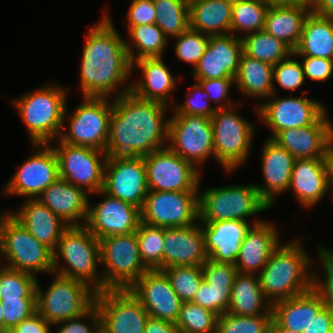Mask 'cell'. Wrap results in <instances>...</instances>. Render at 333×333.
Returning a JSON list of instances; mask_svg holds the SVG:
<instances>
[{"label": "cell", "instance_id": "cell-31", "mask_svg": "<svg viewBox=\"0 0 333 333\" xmlns=\"http://www.w3.org/2000/svg\"><path fill=\"white\" fill-rule=\"evenodd\" d=\"M9 212L39 242L54 251L63 232L69 227L37 199H28L17 209Z\"/></svg>", "mask_w": 333, "mask_h": 333}, {"label": "cell", "instance_id": "cell-5", "mask_svg": "<svg viewBox=\"0 0 333 333\" xmlns=\"http://www.w3.org/2000/svg\"><path fill=\"white\" fill-rule=\"evenodd\" d=\"M98 263L99 240L85 226H69L53 251V273L83 281L99 292L103 291V278L98 277Z\"/></svg>", "mask_w": 333, "mask_h": 333}, {"label": "cell", "instance_id": "cell-48", "mask_svg": "<svg viewBox=\"0 0 333 333\" xmlns=\"http://www.w3.org/2000/svg\"><path fill=\"white\" fill-rule=\"evenodd\" d=\"M175 54L183 62L196 66L200 58L203 56L208 45L209 35L195 31L190 27L177 37H174Z\"/></svg>", "mask_w": 333, "mask_h": 333}, {"label": "cell", "instance_id": "cell-2", "mask_svg": "<svg viewBox=\"0 0 333 333\" xmlns=\"http://www.w3.org/2000/svg\"><path fill=\"white\" fill-rule=\"evenodd\" d=\"M103 15L97 25L89 28L82 52L80 89L83 97L109 98L132 73L125 39L113 26L109 14Z\"/></svg>", "mask_w": 333, "mask_h": 333}, {"label": "cell", "instance_id": "cell-38", "mask_svg": "<svg viewBox=\"0 0 333 333\" xmlns=\"http://www.w3.org/2000/svg\"><path fill=\"white\" fill-rule=\"evenodd\" d=\"M273 67L242 53L234 85L245 96L267 100L277 91L273 85Z\"/></svg>", "mask_w": 333, "mask_h": 333}, {"label": "cell", "instance_id": "cell-63", "mask_svg": "<svg viewBox=\"0 0 333 333\" xmlns=\"http://www.w3.org/2000/svg\"><path fill=\"white\" fill-rule=\"evenodd\" d=\"M94 333H113L109 329H107L101 322L98 324Z\"/></svg>", "mask_w": 333, "mask_h": 333}, {"label": "cell", "instance_id": "cell-61", "mask_svg": "<svg viewBox=\"0 0 333 333\" xmlns=\"http://www.w3.org/2000/svg\"><path fill=\"white\" fill-rule=\"evenodd\" d=\"M312 11L319 16L333 18V0H316Z\"/></svg>", "mask_w": 333, "mask_h": 333}, {"label": "cell", "instance_id": "cell-45", "mask_svg": "<svg viewBox=\"0 0 333 333\" xmlns=\"http://www.w3.org/2000/svg\"><path fill=\"white\" fill-rule=\"evenodd\" d=\"M218 315L193 302H183L177 321L179 333H216Z\"/></svg>", "mask_w": 333, "mask_h": 333}, {"label": "cell", "instance_id": "cell-10", "mask_svg": "<svg viewBox=\"0 0 333 333\" xmlns=\"http://www.w3.org/2000/svg\"><path fill=\"white\" fill-rule=\"evenodd\" d=\"M83 100L69 117L66 106L63 124L68 121V127L63 125L62 128H67L68 131H61L57 140L106 151L113 100L110 102L109 98L104 97H83Z\"/></svg>", "mask_w": 333, "mask_h": 333}, {"label": "cell", "instance_id": "cell-34", "mask_svg": "<svg viewBox=\"0 0 333 333\" xmlns=\"http://www.w3.org/2000/svg\"><path fill=\"white\" fill-rule=\"evenodd\" d=\"M325 306L321 297L311 289L275 302L272 305L273 321L281 328L302 333Z\"/></svg>", "mask_w": 333, "mask_h": 333}, {"label": "cell", "instance_id": "cell-40", "mask_svg": "<svg viewBox=\"0 0 333 333\" xmlns=\"http://www.w3.org/2000/svg\"><path fill=\"white\" fill-rule=\"evenodd\" d=\"M240 36L243 53L251 58L275 65L293 53L282 40L270 35L264 29Z\"/></svg>", "mask_w": 333, "mask_h": 333}, {"label": "cell", "instance_id": "cell-36", "mask_svg": "<svg viewBox=\"0 0 333 333\" xmlns=\"http://www.w3.org/2000/svg\"><path fill=\"white\" fill-rule=\"evenodd\" d=\"M229 313L239 316L273 315L256 274L237 273L231 289Z\"/></svg>", "mask_w": 333, "mask_h": 333}, {"label": "cell", "instance_id": "cell-46", "mask_svg": "<svg viewBox=\"0 0 333 333\" xmlns=\"http://www.w3.org/2000/svg\"><path fill=\"white\" fill-rule=\"evenodd\" d=\"M183 302H191L202 281V266H175L162 270Z\"/></svg>", "mask_w": 333, "mask_h": 333}, {"label": "cell", "instance_id": "cell-16", "mask_svg": "<svg viewBox=\"0 0 333 333\" xmlns=\"http://www.w3.org/2000/svg\"><path fill=\"white\" fill-rule=\"evenodd\" d=\"M37 150L26 158L12 179L4 187V195L25 196L37 199L59 177V163L50 144H33ZM40 147V148H39ZM43 147V148H42Z\"/></svg>", "mask_w": 333, "mask_h": 333}, {"label": "cell", "instance_id": "cell-30", "mask_svg": "<svg viewBox=\"0 0 333 333\" xmlns=\"http://www.w3.org/2000/svg\"><path fill=\"white\" fill-rule=\"evenodd\" d=\"M135 67L142 70V77L131 84L130 92L139 99L168 106L177 82L163 62V57L136 60L132 63V71Z\"/></svg>", "mask_w": 333, "mask_h": 333}, {"label": "cell", "instance_id": "cell-39", "mask_svg": "<svg viewBox=\"0 0 333 333\" xmlns=\"http://www.w3.org/2000/svg\"><path fill=\"white\" fill-rule=\"evenodd\" d=\"M128 27L132 42L125 41V45L131 64L142 58L163 56L169 39L155 23Z\"/></svg>", "mask_w": 333, "mask_h": 333}, {"label": "cell", "instance_id": "cell-23", "mask_svg": "<svg viewBox=\"0 0 333 333\" xmlns=\"http://www.w3.org/2000/svg\"><path fill=\"white\" fill-rule=\"evenodd\" d=\"M208 259L199 221L190 226L164 228L163 270L175 266H202Z\"/></svg>", "mask_w": 333, "mask_h": 333}, {"label": "cell", "instance_id": "cell-11", "mask_svg": "<svg viewBox=\"0 0 333 333\" xmlns=\"http://www.w3.org/2000/svg\"><path fill=\"white\" fill-rule=\"evenodd\" d=\"M103 290L129 289L149 269L143 264L136 232L99 239Z\"/></svg>", "mask_w": 333, "mask_h": 333}, {"label": "cell", "instance_id": "cell-55", "mask_svg": "<svg viewBox=\"0 0 333 333\" xmlns=\"http://www.w3.org/2000/svg\"><path fill=\"white\" fill-rule=\"evenodd\" d=\"M127 13V25H148L155 23L156 10L153 0H131Z\"/></svg>", "mask_w": 333, "mask_h": 333}, {"label": "cell", "instance_id": "cell-20", "mask_svg": "<svg viewBox=\"0 0 333 333\" xmlns=\"http://www.w3.org/2000/svg\"><path fill=\"white\" fill-rule=\"evenodd\" d=\"M100 203L88 206V216L85 227L99 240L113 235L136 232L141 222L138 207L106 194Z\"/></svg>", "mask_w": 333, "mask_h": 333}, {"label": "cell", "instance_id": "cell-25", "mask_svg": "<svg viewBox=\"0 0 333 333\" xmlns=\"http://www.w3.org/2000/svg\"><path fill=\"white\" fill-rule=\"evenodd\" d=\"M204 280L191 301L220 316L228 312L231 289L238 273L232 263L208 259L202 265Z\"/></svg>", "mask_w": 333, "mask_h": 333}, {"label": "cell", "instance_id": "cell-32", "mask_svg": "<svg viewBox=\"0 0 333 333\" xmlns=\"http://www.w3.org/2000/svg\"><path fill=\"white\" fill-rule=\"evenodd\" d=\"M311 11L312 5L304 2L271 3L264 30L294 51L299 45L304 21Z\"/></svg>", "mask_w": 333, "mask_h": 333}, {"label": "cell", "instance_id": "cell-3", "mask_svg": "<svg viewBox=\"0 0 333 333\" xmlns=\"http://www.w3.org/2000/svg\"><path fill=\"white\" fill-rule=\"evenodd\" d=\"M311 261L300 239L279 245L258 274L265 298L273 305L309 292L313 282Z\"/></svg>", "mask_w": 333, "mask_h": 333}, {"label": "cell", "instance_id": "cell-13", "mask_svg": "<svg viewBox=\"0 0 333 333\" xmlns=\"http://www.w3.org/2000/svg\"><path fill=\"white\" fill-rule=\"evenodd\" d=\"M143 159L149 191H200V169L168 147L153 151Z\"/></svg>", "mask_w": 333, "mask_h": 333}, {"label": "cell", "instance_id": "cell-14", "mask_svg": "<svg viewBox=\"0 0 333 333\" xmlns=\"http://www.w3.org/2000/svg\"><path fill=\"white\" fill-rule=\"evenodd\" d=\"M169 119L168 144L166 146L171 151L192 163L197 169L208 158L214 157V134L211 118L173 114Z\"/></svg>", "mask_w": 333, "mask_h": 333}, {"label": "cell", "instance_id": "cell-54", "mask_svg": "<svg viewBox=\"0 0 333 333\" xmlns=\"http://www.w3.org/2000/svg\"><path fill=\"white\" fill-rule=\"evenodd\" d=\"M195 81L198 82L202 89L209 95L210 102L212 100L213 102H216L217 105L219 104L216 108H228L235 104L228 100L230 88L233 83H235L233 78L202 79ZM222 103H224V105Z\"/></svg>", "mask_w": 333, "mask_h": 333}, {"label": "cell", "instance_id": "cell-60", "mask_svg": "<svg viewBox=\"0 0 333 333\" xmlns=\"http://www.w3.org/2000/svg\"><path fill=\"white\" fill-rule=\"evenodd\" d=\"M322 161L324 165L325 175L327 178L328 189H331L333 188V143L325 151V154L322 157Z\"/></svg>", "mask_w": 333, "mask_h": 333}, {"label": "cell", "instance_id": "cell-41", "mask_svg": "<svg viewBox=\"0 0 333 333\" xmlns=\"http://www.w3.org/2000/svg\"><path fill=\"white\" fill-rule=\"evenodd\" d=\"M270 4L266 0H233L231 34L263 30Z\"/></svg>", "mask_w": 333, "mask_h": 333}, {"label": "cell", "instance_id": "cell-65", "mask_svg": "<svg viewBox=\"0 0 333 333\" xmlns=\"http://www.w3.org/2000/svg\"><path fill=\"white\" fill-rule=\"evenodd\" d=\"M271 3H281V2H298V0H266Z\"/></svg>", "mask_w": 333, "mask_h": 333}, {"label": "cell", "instance_id": "cell-47", "mask_svg": "<svg viewBox=\"0 0 333 333\" xmlns=\"http://www.w3.org/2000/svg\"><path fill=\"white\" fill-rule=\"evenodd\" d=\"M273 315L239 316L226 312L217 319L216 333H269Z\"/></svg>", "mask_w": 333, "mask_h": 333}, {"label": "cell", "instance_id": "cell-29", "mask_svg": "<svg viewBox=\"0 0 333 333\" xmlns=\"http://www.w3.org/2000/svg\"><path fill=\"white\" fill-rule=\"evenodd\" d=\"M199 223L204 233L205 249L209 259L235 265L241 243L251 227L250 223L242 220L212 223H202L199 220Z\"/></svg>", "mask_w": 333, "mask_h": 333}, {"label": "cell", "instance_id": "cell-37", "mask_svg": "<svg viewBox=\"0 0 333 333\" xmlns=\"http://www.w3.org/2000/svg\"><path fill=\"white\" fill-rule=\"evenodd\" d=\"M293 52L298 57L333 60V18L311 11L304 21L299 45Z\"/></svg>", "mask_w": 333, "mask_h": 333}, {"label": "cell", "instance_id": "cell-1", "mask_svg": "<svg viewBox=\"0 0 333 333\" xmlns=\"http://www.w3.org/2000/svg\"><path fill=\"white\" fill-rule=\"evenodd\" d=\"M130 91L129 83L113 99L107 159H138L167 147L170 119L164 115L169 106L139 99Z\"/></svg>", "mask_w": 333, "mask_h": 333}, {"label": "cell", "instance_id": "cell-19", "mask_svg": "<svg viewBox=\"0 0 333 333\" xmlns=\"http://www.w3.org/2000/svg\"><path fill=\"white\" fill-rule=\"evenodd\" d=\"M102 190L141 210L149 191L143 157L128 160L107 159Z\"/></svg>", "mask_w": 333, "mask_h": 333}, {"label": "cell", "instance_id": "cell-44", "mask_svg": "<svg viewBox=\"0 0 333 333\" xmlns=\"http://www.w3.org/2000/svg\"><path fill=\"white\" fill-rule=\"evenodd\" d=\"M36 283L32 274L0 266V300L36 299Z\"/></svg>", "mask_w": 333, "mask_h": 333}, {"label": "cell", "instance_id": "cell-62", "mask_svg": "<svg viewBox=\"0 0 333 333\" xmlns=\"http://www.w3.org/2000/svg\"><path fill=\"white\" fill-rule=\"evenodd\" d=\"M269 333H300V332L286 330L284 328L279 327L274 321H272Z\"/></svg>", "mask_w": 333, "mask_h": 333}, {"label": "cell", "instance_id": "cell-52", "mask_svg": "<svg viewBox=\"0 0 333 333\" xmlns=\"http://www.w3.org/2000/svg\"><path fill=\"white\" fill-rule=\"evenodd\" d=\"M0 304L3 311V333H8L36 312V299L0 300Z\"/></svg>", "mask_w": 333, "mask_h": 333}, {"label": "cell", "instance_id": "cell-12", "mask_svg": "<svg viewBox=\"0 0 333 333\" xmlns=\"http://www.w3.org/2000/svg\"><path fill=\"white\" fill-rule=\"evenodd\" d=\"M59 163V177L82 188L88 194L103 189L107 153L95 148L76 146L64 142L50 143Z\"/></svg>", "mask_w": 333, "mask_h": 333}, {"label": "cell", "instance_id": "cell-64", "mask_svg": "<svg viewBox=\"0 0 333 333\" xmlns=\"http://www.w3.org/2000/svg\"><path fill=\"white\" fill-rule=\"evenodd\" d=\"M0 333H3V311L1 304H0Z\"/></svg>", "mask_w": 333, "mask_h": 333}, {"label": "cell", "instance_id": "cell-66", "mask_svg": "<svg viewBox=\"0 0 333 333\" xmlns=\"http://www.w3.org/2000/svg\"><path fill=\"white\" fill-rule=\"evenodd\" d=\"M298 2H304L307 4L313 5L316 2V0H298Z\"/></svg>", "mask_w": 333, "mask_h": 333}, {"label": "cell", "instance_id": "cell-7", "mask_svg": "<svg viewBox=\"0 0 333 333\" xmlns=\"http://www.w3.org/2000/svg\"><path fill=\"white\" fill-rule=\"evenodd\" d=\"M203 191V192H202ZM199 191V220L202 223L242 220L270 207L254 184L227 185Z\"/></svg>", "mask_w": 333, "mask_h": 333}, {"label": "cell", "instance_id": "cell-18", "mask_svg": "<svg viewBox=\"0 0 333 333\" xmlns=\"http://www.w3.org/2000/svg\"><path fill=\"white\" fill-rule=\"evenodd\" d=\"M272 94L255 110L262 121L271 129L269 139L279 131L290 128H301L315 124L326 112L327 108L319 101L307 97L277 98ZM273 98V99H272ZM272 99V100H271Z\"/></svg>", "mask_w": 333, "mask_h": 333}, {"label": "cell", "instance_id": "cell-42", "mask_svg": "<svg viewBox=\"0 0 333 333\" xmlns=\"http://www.w3.org/2000/svg\"><path fill=\"white\" fill-rule=\"evenodd\" d=\"M153 4L157 13L155 24L168 39L179 36L189 28L188 0H153Z\"/></svg>", "mask_w": 333, "mask_h": 333}, {"label": "cell", "instance_id": "cell-57", "mask_svg": "<svg viewBox=\"0 0 333 333\" xmlns=\"http://www.w3.org/2000/svg\"><path fill=\"white\" fill-rule=\"evenodd\" d=\"M52 325L48 323L37 311L30 317L22 320L8 333H51Z\"/></svg>", "mask_w": 333, "mask_h": 333}, {"label": "cell", "instance_id": "cell-58", "mask_svg": "<svg viewBox=\"0 0 333 333\" xmlns=\"http://www.w3.org/2000/svg\"><path fill=\"white\" fill-rule=\"evenodd\" d=\"M302 333H333V311L325 306Z\"/></svg>", "mask_w": 333, "mask_h": 333}, {"label": "cell", "instance_id": "cell-27", "mask_svg": "<svg viewBox=\"0 0 333 333\" xmlns=\"http://www.w3.org/2000/svg\"><path fill=\"white\" fill-rule=\"evenodd\" d=\"M276 226L263 220L253 221L241 243L235 267L241 274H259L265 267L272 252L279 246Z\"/></svg>", "mask_w": 333, "mask_h": 333}, {"label": "cell", "instance_id": "cell-4", "mask_svg": "<svg viewBox=\"0 0 333 333\" xmlns=\"http://www.w3.org/2000/svg\"><path fill=\"white\" fill-rule=\"evenodd\" d=\"M67 94V88L54 83L12 100L32 144H50L59 138L64 125Z\"/></svg>", "mask_w": 333, "mask_h": 333}, {"label": "cell", "instance_id": "cell-24", "mask_svg": "<svg viewBox=\"0 0 333 333\" xmlns=\"http://www.w3.org/2000/svg\"><path fill=\"white\" fill-rule=\"evenodd\" d=\"M272 140L295 159H322L333 143V125L326 112L315 124L281 130Z\"/></svg>", "mask_w": 333, "mask_h": 333}, {"label": "cell", "instance_id": "cell-6", "mask_svg": "<svg viewBox=\"0 0 333 333\" xmlns=\"http://www.w3.org/2000/svg\"><path fill=\"white\" fill-rule=\"evenodd\" d=\"M0 254L5 266L37 277L53 274V251L37 241L9 211L0 215Z\"/></svg>", "mask_w": 333, "mask_h": 333}, {"label": "cell", "instance_id": "cell-43", "mask_svg": "<svg viewBox=\"0 0 333 333\" xmlns=\"http://www.w3.org/2000/svg\"><path fill=\"white\" fill-rule=\"evenodd\" d=\"M136 236L143 264L149 270H163L164 228L140 222Z\"/></svg>", "mask_w": 333, "mask_h": 333}, {"label": "cell", "instance_id": "cell-9", "mask_svg": "<svg viewBox=\"0 0 333 333\" xmlns=\"http://www.w3.org/2000/svg\"><path fill=\"white\" fill-rule=\"evenodd\" d=\"M236 109V105L228 108H217L211 117L214 134V159L228 173L238 169L241 164L247 161L255 131V124L242 118Z\"/></svg>", "mask_w": 333, "mask_h": 333}, {"label": "cell", "instance_id": "cell-17", "mask_svg": "<svg viewBox=\"0 0 333 333\" xmlns=\"http://www.w3.org/2000/svg\"><path fill=\"white\" fill-rule=\"evenodd\" d=\"M101 323L113 333H144L149 314L129 289L96 292Z\"/></svg>", "mask_w": 333, "mask_h": 333}, {"label": "cell", "instance_id": "cell-51", "mask_svg": "<svg viewBox=\"0 0 333 333\" xmlns=\"http://www.w3.org/2000/svg\"><path fill=\"white\" fill-rule=\"evenodd\" d=\"M183 103L172 105L174 112L172 114L205 116L211 118L217 109L216 106H211L209 95L202 89L198 82L190 87L187 93V98Z\"/></svg>", "mask_w": 333, "mask_h": 333}, {"label": "cell", "instance_id": "cell-49", "mask_svg": "<svg viewBox=\"0 0 333 333\" xmlns=\"http://www.w3.org/2000/svg\"><path fill=\"white\" fill-rule=\"evenodd\" d=\"M318 245V254L321 262V267L324 270L322 273L325 277H320L318 272L313 271L312 289L321 297L333 311V252L326 246ZM323 278V279H322Z\"/></svg>", "mask_w": 333, "mask_h": 333}, {"label": "cell", "instance_id": "cell-22", "mask_svg": "<svg viewBox=\"0 0 333 333\" xmlns=\"http://www.w3.org/2000/svg\"><path fill=\"white\" fill-rule=\"evenodd\" d=\"M243 53L238 35H210L203 56L193 69L194 80L235 78Z\"/></svg>", "mask_w": 333, "mask_h": 333}, {"label": "cell", "instance_id": "cell-26", "mask_svg": "<svg viewBox=\"0 0 333 333\" xmlns=\"http://www.w3.org/2000/svg\"><path fill=\"white\" fill-rule=\"evenodd\" d=\"M261 171L264 186L255 185L261 199L271 207L276 195L288 191L295 157L272 139L267 138L261 150Z\"/></svg>", "mask_w": 333, "mask_h": 333}, {"label": "cell", "instance_id": "cell-53", "mask_svg": "<svg viewBox=\"0 0 333 333\" xmlns=\"http://www.w3.org/2000/svg\"><path fill=\"white\" fill-rule=\"evenodd\" d=\"M86 318L92 325L85 321ZM100 322V314L94 303L84 314L59 322L55 326H59L57 333H94Z\"/></svg>", "mask_w": 333, "mask_h": 333}, {"label": "cell", "instance_id": "cell-33", "mask_svg": "<svg viewBox=\"0 0 333 333\" xmlns=\"http://www.w3.org/2000/svg\"><path fill=\"white\" fill-rule=\"evenodd\" d=\"M289 190L305 208L323 200L329 189L322 159H295Z\"/></svg>", "mask_w": 333, "mask_h": 333}, {"label": "cell", "instance_id": "cell-35", "mask_svg": "<svg viewBox=\"0 0 333 333\" xmlns=\"http://www.w3.org/2000/svg\"><path fill=\"white\" fill-rule=\"evenodd\" d=\"M233 0L189 1V27L206 35L231 34Z\"/></svg>", "mask_w": 333, "mask_h": 333}, {"label": "cell", "instance_id": "cell-59", "mask_svg": "<svg viewBox=\"0 0 333 333\" xmlns=\"http://www.w3.org/2000/svg\"><path fill=\"white\" fill-rule=\"evenodd\" d=\"M144 333H179L175 323L149 317Z\"/></svg>", "mask_w": 333, "mask_h": 333}, {"label": "cell", "instance_id": "cell-28", "mask_svg": "<svg viewBox=\"0 0 333 333\" xmlns=\"http://www.w3.org/2000/svg\"><path fill=\"white\" fill-rule=\"evenodd\" d=\"M88 199V194L85 190L62 178H58L37 198L68 226L85 225L88 216Z\"/></svg>", "mask_w": 333, "mask_h": 333}, {"label": "cell", "instance_id": "cell-50", "mask_svg": "<svg viewBox=\"0 0 333 333\" xmlns=\"http://www.w3.org/2000/svg\"><path fill=\"white\" fill-rule=\"evenodd\" d=\"M294 56V59H292ZM292 57V58H291ZM293 52L273 67V85L276 83L285 90L293 92L305 82V76L301 61H298Z\"/></svg>", "mask_w": 333, "mask_h": 333}, {"label": "cell", "instance_id": "cell-56", "mask_svg": "<svg viewBox=\"0 0 333 333\" xmlns=\"http://www.w3.org/2000/svg\"><path fill=\"white\" fill-rule=\"evenodd\" d=\"M305 79L325 82L333 74V60L317 57H301Z\"/></svg>", "mask_w": 333, "mask_h": 333}, {"label": "cell", "instance_id": "cell-15", "mask_svg": "<svg viewBox=\"0 0 333 333\" xmlns=\"http://www.w3.org/2000/svg\"><path fill=\"white\" fill-rule=\"evenodd\" d=\"M141 222L163 228L185 227L199 221V192L148 191Z\"/></svg>", "mask_w": 333, "mask_h": 333}, {"label": "cell", "instance_id": "cell-21", "mask_svg": "<svg viewBox=\"0 0 333 333\" xmlns=\"http://www.w3.org/2000/svg\"><path fill=\"white\" fill-rule=\"evenodd\" d=\"M129 290L139 299L149 317L175 323L183 301L162 270L146 271Z\"/></svg>", "mask_w": 333, "mask_h": 333}, {"label": "cell", "instance_id": "cell-8", "mask_svg": "<svg viewBox=\"0 0 333 333\" xmlns=\"http://www.w3.org/2000/svg\"><path fill=\"white\" fill-rule=\"evenodd\" d=\"M54 281L43 292L36 283V311L52 326L84 314L95 302L96 291L87 283L53 273Z\"/></svg>", "mask_w": 333, "mask_h": 333}]
</instances>
